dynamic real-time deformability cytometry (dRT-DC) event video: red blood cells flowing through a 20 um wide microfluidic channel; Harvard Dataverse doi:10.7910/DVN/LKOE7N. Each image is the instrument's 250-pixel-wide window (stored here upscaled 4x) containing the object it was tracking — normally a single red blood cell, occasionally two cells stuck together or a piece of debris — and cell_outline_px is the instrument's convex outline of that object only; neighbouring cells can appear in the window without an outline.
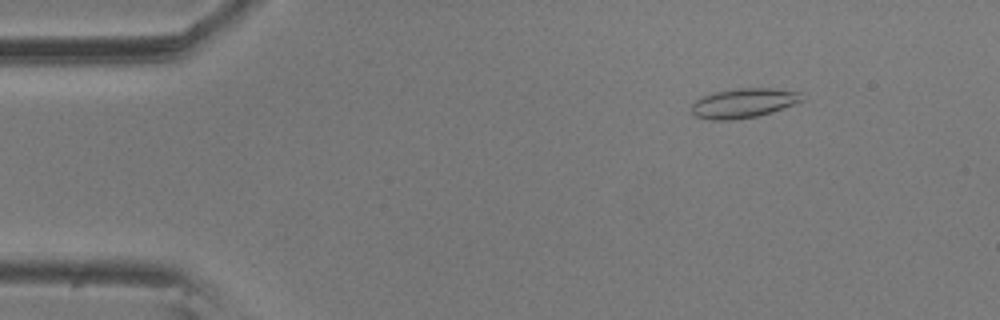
{"species": "common noctule bat (a hibernating species)", "species_latin": "Nyctalus noctula", "temperature_condition": "room temperature", "stored_images_in_passage": 13, "camera_frame_rate_fps": 3000, "um_per_image_px": 0.085, "animal": {"sex": "male", "body_mass_g": 20.5, "forearm_length_mm": 52.5}, "frame": {"image": 1, "passage_image": 1, "time_ms": 0.0, "image_size_px": [1000, 320], "cell_outline_px": [[804, 100], [772, 112], [756, 116], [732, 120], [712, 120], [696, 116], [692, 112], [692, 104], [696, 100], [704, 96], [716, 92], [736, 88], [772, 88], [800, 92]], "centroid_in_image_um": [63.21, 8.76], "position_along_channel_um": 21.8, "area_um2": 18.79}}